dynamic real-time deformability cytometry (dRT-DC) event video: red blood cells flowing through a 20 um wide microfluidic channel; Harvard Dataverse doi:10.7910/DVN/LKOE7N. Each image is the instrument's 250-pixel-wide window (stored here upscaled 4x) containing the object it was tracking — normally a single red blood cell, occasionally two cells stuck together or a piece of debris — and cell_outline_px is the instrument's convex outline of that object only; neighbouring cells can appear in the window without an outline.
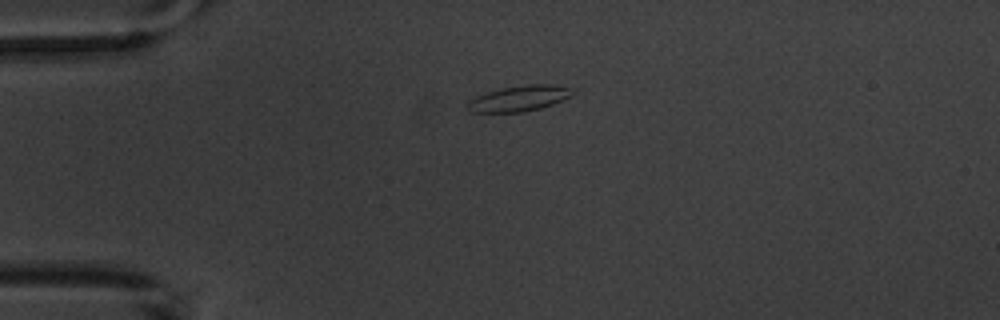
{"species": "common noctule bat (a hibernating species)", "species_latin": "Nyctalus noctula", "temperature_condition": "warm", "stored_images_in_passage": 2, "camera_frame_rate_fps": 3000, "um_per_image_px": 0.085, "animal": {"sex": "male", "body_mass_g": 20.1, "forearm_length_mm": 53.5}, "frame": {"image": 1, "passage_image": 1, "time_ms": 0.0, "image_size_px": [1000, 320], "cell_outline_px": [[576, 92], [572, 96], [552, 104], [540, 108], [524, 112], [468, 112], [468, 100], [476, 96], [488, 92], [504, 88], [524, 84], [552, 84], [576, 88]], "centroid_in_image_um": [44.2, 8.35], "position_along_channel_um": 40.8, "area_um2": 15.84}}